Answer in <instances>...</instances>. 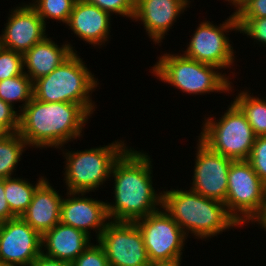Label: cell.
Returning a JSON list of instances; mask_svg holds the SVG:
<instances>
[{
	"instance_id": "f1b7e54d",
	"label": "cell",
	"mask_w": 266,
	"mask_h": 266,
	"mask_svg": "<svg viewBox=\"0 0 266 266\" xmlns=\"http://www.w3.org/2000/svg\"><path fill=\"white\" fill-rule=\"evenodd\" d=\"M72 266H109L104 248L90 245L72 263Z\"/></svg>"
},
{
	"instance_id": "ba28073f",
	"label": "cell",
	"mask_w": 266,
	"mask_h": 266,
	"mask_svg": "<svg viewBox=\"0 0 266 266\" xmlns=\"http://www.w3.org/2000/svg\"><path fill=\"white\" fill-rule=\"evenodd\" d=\"M224 204L228 213L240 225L250 220L255 222L263 212L266 204V185L247 160L232 161L228 171Z\"/></svg>"
},
{
	"instance_id": "ac0fdd59",
	"label": "cell",
	"mask_w": 266,
	"mask_h": 266,
	"mask_svg": "<svg viewBox=\"0 0 266 266\" xmlns=\"http://www.w3.org/2000/svg\"><path fill=\"white\" fill-rule=\"evenodd\" d=\"M62 198L45 179L35 190L31 203L21 218L43 235L60 222Z\"/></svg>"
},
{
	"instance_id": "7c38bea8",
	"label": "cell",
	"mask_w": 266,
	"mask_h": 266,
	"mask_svg": "<svg viewBox=\"0 0 266 266\" xmlns=\"http://www.w3.org/2000/svg\"><path fill=\"white\" fill-rule=\"evenodd\" d=\"M42 235L21 217L0 223V264L29 266L42 253Z\"/></svg>"
},
{
	"instance_id": "d4e9b609",
	"label": "cell",
	"mask_w": 266,
	"mask_h": 266,
	"mask_svg": "<svg viewBox=\"0 0 266 266\" xmlns=\"http://www.w3.org/2000/svg\"><path fill=\"white\" fill-rule=\"evenodd\" d=\"M76 0H36V4L29 5L45 22V18H52L67 23Z\"/></svg>"
},
{
	"instance_id": "e575fe53",
	"label": "cell",
	"mask_w": 266,
	"mask_h": 266,
	"mask_svg": "<svg viewBox=\"0 0 266 266\" xmlns=\"http://www.w3.org/2000/svg\"><path fill=\"white\" fill-rule=\"evenodd\" d=\"M181 257H177L170 260L154 261L149 266H180Z\"/></svg>"
},
{
	"instance_id": "74e56055",
	"label": "cell",
	"mask_w": 266,
	"mask_h": 266,
	"mask_svg": "<svg viewBox=\"0 0 266 266\" xmlns=\"http://www.w3.org/2000/svg\"><path fill=\"white\" fill-rule=\"evenodd\" d=\"M9 132L0 124V138L6 136Z\"/></svg>"
},
{
	"instance_id": "4316f807",
	"label": "cell",
	"mask_w": 266,
	"mask_h": 266,
	"mask_svg": "<svg viewBox=\"0 0 266 266\" xmlns=\"http://www.w3.org/2000/svg\"><path fill=\"white\" fill-rule=\"evenodd\" d=\"M247 161L266 185V136L256 137Z\"/></svg>"
},
{
	"instance_id": "9a60e30c",
	"label": "cell",
	"mask_w": 266,
	"mask_h": 266,
	"mask_svg": "<svg viewBox=\"0 0 266 266\" xmlns=\"http://www.w3.org/2000/svg\"><path fill=\"white\" fill-rule=\"evenodd\" d=\"M72 198L62 199L60 222L72 226L90 235V229H97V240L107 226L106 219L109 220L107 206L105 202L85 198L79 192H67ZM75 195H79L76 197ZM74 196V197H73Z\"/></svg>"
},
{
	"instance_id": "83f0119b",
	"label": "cell",
	"mask_w": 266,
	"mask_h": 266,
	"mask_svg": "<svg viewBox=\"0 0 266 266\" xmlns=\"http://www.w3.org/2000/svg\"><path fill=\"white\" fill-rule=\"evenodd\" d=\"M86 3L98 6L108 13H118L133 19L135 3L132 0H84Z\"/></svg>"
},
{
	"instance_id": "8fae6325",
	"label": "cell",
	"mask_w": 266,
	"mask_h": 266,
	"mask_svg": "<svg viewBox=\"0 0 266 266\" xmlns=\"http://www.w3.org/2000/svg\"><path fill=\"white\" fill-rule=\"evenodd\" d=\"M238 30V23L235 13L229 17L220 27L210 22H202L195 31L189 42L185 56L198 62L220 68H227L232 65L233 47L224 32L227 30Z\"/></svg>"
},
{
	"instance_id": "30bf717a",
	"label": "cell",
	"mask_w": 266,
	"mask_h": 266,
	"mask_svg": "<svg viewBox=\"0 0 266 266\" xmlns=\"http://www.w3.org/2000/svg\"><path fill=\"white\" fill-rule=\"evenodd\" d=\"M162 211L135 221L143 235L150 263L181 257L188 236L165 210Z\"/></svg>"
},
{
	"instance_id": "836d02e7",
	"label": "cell",
	"mask_w": 266,
	"mask_h": 266,
	"mask_svg": "<svg viewBox=\"0 0 266 266\" xmlns=\"http://www.w3.org/2000/svg\"><path fill=\"white\" fill-rule=\"evenodd\" d=\"M29 266H72L70 262L58 260L40 254Z\"/></svg>"
},
{
	"instance_id": "277c9868",
	"label": "cell",
	"mask_w": 266,
	"mask_h": 266,
	"mask_svg": "<svg viewBox=\"0 0 266 266\" xmlns=\"http://www.w3.org/2000/svg\"><path fill=\"white\" fill-rule=\"evenodd\" d=\"M74 52L50 74L33 82V97L42 102L80 104L90 115L95 108L90 92L97 87L94 75Z\"/></svg>"
},
{
	"instance_id": "5b68a950",
	"label": "cell",
	"mask_w": 266,
	"mask_h": 266,
	"mask_svg": "<svg viewBox=\"0 0 266 266\" xmlns=\"http://www.w3.org/2000/svg\"><path fill=\"white\" fill-rule=\"evenodd\" d=\"M212 65L204 64L183 55L164 54L153 67L161 81L189 94L231 90V82Z\"/></svg>"
},
{
	"instance_id": "e0dca14e",
	"label": "cell",
	"mask_w": 266,
	"mask_h": 266,
	"mask_svg": "<svg viewBox=\"0 0 266 266\" xmlns=\"http://www.w3.org/2000/svg\"><path fill=\"white\" fill-rule=\"evenodd\" d=\"M110 15L98 6L76 0L66 24L80 39L89 44L101 45L107 41L110 32Z\"/></svg>"
},
{
	"instance_id": "ffe728a7",
	"label": "cell",
	"mask_w": 266,
	"mask_h": 266,
	"mask_svg": "<svg viewBox=\"0 0 266 266\" xmlns=\"http://www.w3.org/2000/svg\"><path fill=\"white\" fill-rule=\"evenodd\" d=\"M74 53L70 44L61 48L51 38H45L36 43L23 55V64L29 73L24 72L31 80H35L50 74Z\"/></svg>"
},
{
	"instance_id": "2e32d148",
	"label": "cell",
	"mask_w": 266,
	"mask_h": 266,
	"mask_svg": "<svg viewBox=\"0 0 266 266\" xmlns=\"http://www.w3.org/2000/svg\"><path fill=\"white\" fill-rule=\"evenodd\" d=\"M189 0H138L135 3V19L143 22L146 32L159 43L178 14L189 5Z\"/></svg>"
},
{
	"instance_id": "7402d4cb",
	"label": "cell",
	"mask_w": 266,
	"mask_h": 266,
	"mask_svg": "<svg viewBox=\"0 0 266 266\" xmlns=\"http://www.w3.org/2000/svg\"><path fill=\"white\" fill-rule=\"evenodd\" d=\"M244 113L256 137L266 136V100L240 92L233 101Z\"/></svg>"
},
{
	"instance_id": "cb8c5ba5",
	"label": "cell",
	"mask_w": 266,
	"mask_h": 266,
	"mask_svg": "<svg viewBox=\"0 0 266 266\" xmlns=\"http://www.w3.org/2000/svg\"><path fill=\"white\" fill-rule=\"evenodd\" d=\"M32 98L33 82L24 72L0 81V99L4 102L13 105L14 101H25L20 108L22 110Z\"/></svg>"
},
{
	"instance_id": "d6986e66",
	"label": "cell",
	"mask_w": 266,
	"mask_h": 266,
	"mask_svg": "<svg viewBox=\"0 0 266 266\" xmlns=\"http://www.w3.org/2000/svg\"><path fill=\"white\" fill-rule=\"evenodd\" d=\"M90 236L85 232L59 222L42 235L45 256L72 263L89 247Z\"/></svg>"
},
{
	"instance_id": "8d00e7d4",
	"label": "cell",
	"mask_w": 266,
	"mask_h": 266,
	"mask_svg": "<svg viewBox=\"0 0 266 266\" xmlns=\"http://www.w3.org/2000/svg\"><path fill=\"white\" fill-rule=\"evenodd\" d=\"M230 2H232L233 5H235V7H237L236 10H238L241 5L246 1V0H228Z\"/></svg>"
},
{
	"instance_id": "44dd1931",
	"label": "cell",
	"mask_w": 266,
	"mask_h": 266,
	"mask_svg": "<svg viewBox=\"0 0 266 266\" xmlns=\"http://www.w3.org/2000/svg\"><path fill=\"white\" fill-rule=\"evenodd\" d=\"M44 180L43 177L39 178L38 183L33 186L30 182L19 178L12 179V177H10L4 179L5 198L11 213L16 218L21 217L25 213L32 201L36 188Z\"/></svg>"
},
{
	"instance_id": "f546056e",
	"label": "cell",
	"mask_w": 266,
	"mask_h": 266,
	"mask_svg": "<svg viewBox=\"0 0 266 266\" xmlns=\"http://www.w3.org/2000/svg\"><path fill=\"white\" fill-rule=\"evenodd\" d=\"M238 31L266 44V17L253 19H237Z\"/></svg>"
},
{
	"instance_id": "8992f818",
	"label": "cell",
	"mask_w": 266,
	"mask_h": 266,
	"mask_svg": "<svg viewBox=\"0 0 266 266\" xmlns=\"http://www.w3.org/2000/svg\"><path fill=\"white\" fill-rule=\"evenodd\" d=\"M205 121L199 140L209 149L233 161L249 158L256 136L234 102L218 122L212 118Z\"/></svg>"
},
{
	"instance_id": "d590c367",
	"label": "cell",
	"mask_w": 266,
	"mask_h": 266,
	"mask_svg": "<svg viewBox=\"0 0 266 266\" xmlns=\"http://www.w3.org/2000/svg\"><path fill=\"white\" fill-rule=\"evenodd\" d=\"M255 221H258L260 226L266 229V204H265V208L263 209V212Z\"/></svg>"
},
{
	"instance_id": "484cf974",
	"label": "cell",
	"mask_w": 266,
	"mask_h": 266,
	"mask_svg": "<svg viewBox=\"0 0 266 266\" xmlns=\"http://www.w3.org/2000/svg\"><path fill=\"white\" fill-rule=\"evenodd\" d=\"M23 54L0 46V81L24 72Z\"/></svg>"
},
{
	"instance_id": "3957f363",
	"label": "cell",
	"mask_w": 266,
	"mask_h": 266,
	"mask_svg": "<svg viewBox=\"0 0 266 266\" xmlns=\"http://www.w3.org/2000/svg\"><path fill=\"white\" fill-rule=\"evenodd\" d=\"M162 208L185 234L191 231L195 236L203 239L240 225L228 213L223 202L206 198L190 189L164 191Z\"/></svg>"
},
{
	"instance_id": "1f68e13d",
	"label": "cell",
	"mask_w": 266,
	"mask_h": 266,
	"mask_svg": "<svg viewBox=\"0 0 266 266\" xmlns=\"http://www.w3.org/2000/svg\"><path fill=\"white\" fill-rule=\"evenodd\" d=\"M14 105H10L0 99V124L9 132H18L19 113L13 110Z\"/></svg>"
},
{
	"instance_id": "4dcf8cb0",
	"label": "cell",
	"mask_w": 266,
	"mask_h": 266,
	"mask_svg": "<svg viewBox=\"0 0 266 266\" xmlns=\"http://www.w3.org/2000/svg\"><path fill=\"white\" fill-rule=\"evenodd\" d=\"M237 19H253L266 17V0H246L234 12Z\"/></svg>"
},
{
	"instance_id": "d6a6232c",
	"label": "cell",
	"mask_w": 266,
	"mask_h": 266,
	"mask_svg": "<svg viewBox=\"0 0 266 266\" xmlns=\"http://www.w3.org/2000/svg\"><path fill=\"white\" fill-rule=\"evenodd\" d=\"M13 218L16 217L11 213L5 198L4 179H0V223Z\"/></svg>"
},
{
	"instance_id": "4fadbf2b",
	"label": "cell",
	"mask_w": 266,
	"mask_h": 266,
	"mask_svg": "<svg viewBox=\"0 0 266 266\" xmlns=\"http://www.w3.org/2000/svg\"><path fill=\"white\" fill-rule=\"evenodd\" d=\"M191 191L206 198L225 203L228 184V171L232 159L209 149L200 140Z\"/></svg>"
},
{
	"instance_id": "6da1fadb",
	"label": "cell",
	"mask_w": 266,
	"mask_h": 266,
	"mask_svg": "<svg viewBox=\"0 0 266 266\" xmlns=\"http://www.w3.org/2000/svg\"><path fill=\"white\" fill-rule=\"evenodd\" d=\"M151 166L146 153L128 148L114 162L115 203L106 204L109 219L135 222L162 207V192L158 195L152 187Z\"/></svg>"
},
{
	"instance_id": "52a82bcc",
	"label": "cell",
	"mask_w": 266,
	"mask_h": 266,
	"mask_svg": "<svg viewBox=\"0 0 266 266\" xmlns=\"http://www.w3.org/2000/svg\"><path fill=\"white\" fill-rule=\"evenodd\" d=\"M126 149L124 142L115 141L105 147L65 153V183L69 192H79L82 196L86 192L96 190L111 177L114 162Z\"/></svg>"
},
{
	"instance_id": "9c48e42d",
	"label": "cell",
	"mask_w": 266,
	"mask_h": 266,
	"mask_svg": "<svg viewBox=\"0 0 266 266\" xmlns=\"http://www.w3.org/2000/svg\"><path fill=\"white\" fill-rule=\"evenodd\" d=\"M98 243L109 266H149L143 235L135 222H108Z\"/></svg>"
},
{
	"instance_id": "7a4b0ae2",
	"label": "cell",
	"mask_w": 266,
	"mask_h": 266,
	"mask_svg": "<svg viewBox=\"0 0 266 266\" xmlns=\"http://www.w3.org/2000/svg\"><path fill=\"white\" fill-rule=\"evenodd\" d=\"M21 112L18 133L27 145L39 148H59L79 137L90 116L80 104L42 102L34 97Z\"/></svg>"
},
{
	"instance_id": "603a6c76",
	"label": "cell",
	"mask_w": 266,
	"mask_h": 266,
	"mask_svg": "<svg viewBox=\"0 0 266 266\" xmlns=\"http://www.w3.org/2000/svg\"><path fill=\"white\" fill-rule=\"evenodd\" d=\"M26 141L18 132L0 138V179L10 178L20 161Z\"/></svg>"
},
{
	"instance_id": "5bb4252c",
	"label": "cell",
	"mask_w": 266,
	"mask_h": 266,
	"mask_svg": "<svg viewBox=\"0 0 266 266\" xmlns=\"http://www.w3.org/2000/svg\"><path fill=\"white\" fill-rule=\"evenodd\" d=\"M46 24L30 5H22L12 11L0 36V46L25 54L36 43L44 40Z\"/></svg>"
}]
</instances>
